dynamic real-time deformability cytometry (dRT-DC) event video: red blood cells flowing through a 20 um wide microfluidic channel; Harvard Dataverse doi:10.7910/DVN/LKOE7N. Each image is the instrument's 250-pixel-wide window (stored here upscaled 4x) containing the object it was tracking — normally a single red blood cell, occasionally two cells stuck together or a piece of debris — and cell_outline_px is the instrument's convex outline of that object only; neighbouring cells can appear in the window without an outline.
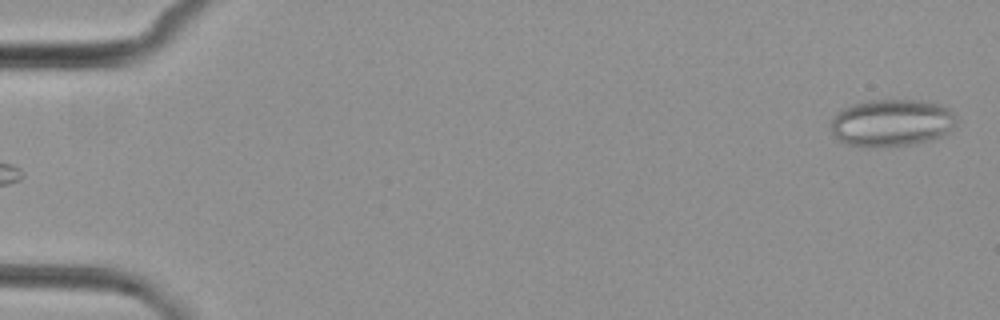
{"species": "common noctule bat (a hibernating species)", "species_latin": "Nyctalus noctula", "temperature_condition": "cold", "stored_images_in_passage": 8, "camera_frame_rate_fps": 3000, "um_per_image_px": 0.085, "animal": {"sex": "female", "body_mass_g": 29.2, "forearm_length_mm": 56.3}, "frame": {"image": 1, "passage_image": 8, "time_ms": 8.667, "image_size_px": [1000, 320], "cell_outline_px": [[960, 120], [948, 132], [940, 136], [928, 140], [912, 144], [848, 144], [840, 140], [832, 132], [832, 116], [844, 108], [852, 104], [868, 100], [920, 100], [940, 104], [948, 108]], "centroid_in_image_um": [75.85, 10.38], "position_along_channel_um": 9.2, "area_um2": 33.76}}